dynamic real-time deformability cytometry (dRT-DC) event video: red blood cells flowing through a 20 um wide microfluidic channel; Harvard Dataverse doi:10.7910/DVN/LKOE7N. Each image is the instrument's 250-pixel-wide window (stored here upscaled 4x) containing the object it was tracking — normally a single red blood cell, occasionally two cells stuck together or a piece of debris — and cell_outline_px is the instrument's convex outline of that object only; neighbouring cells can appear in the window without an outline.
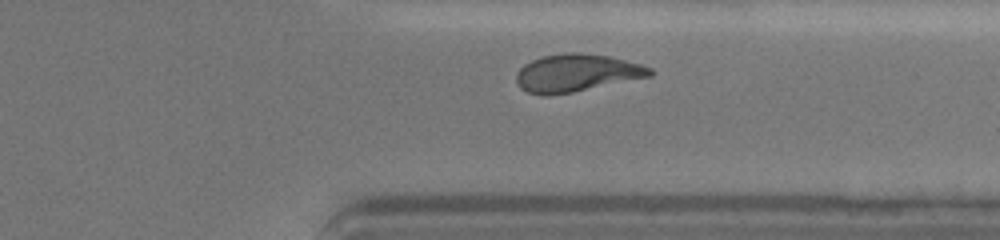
{"species": "human", "species_latin": "Homo sapiens", "temperature_condition": "cold", "stored_images_in_passage": 22, "camera_frame_rate_fps": 3000, "um_per_image_px": 0.085, "donor": {"sex": "female"}, "frame": {"image": 1, "passage_image": 19, "time_ms": 9.333, "image_size_px": [1000, 240], "cell_outline_px": [[652, 76], [572, 92], [548, 96], [544, 96], [528, 92], [520, 88], [516, 80], [516, 72], [524, 64], [540, 56], [564, 52], [580, 52], [608, 56], [640, 64], [652, 68]], "centroid_in_image_um": [48.97, 6.19], "position_along_channel_um": 362.4, "area_um2": 29.36}}
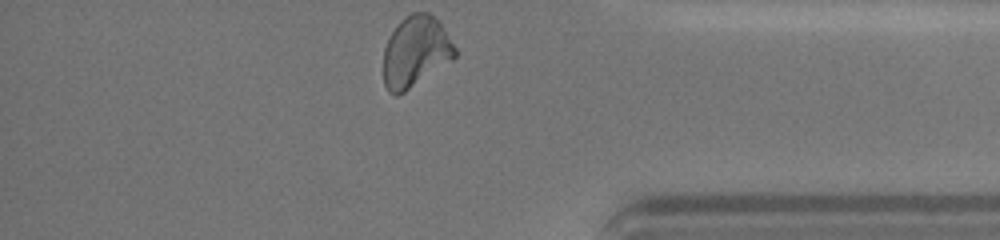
{"frame": {"image": 2, "passage_image": 22, "time_ms": 10.667, "image_size_px": [1000, 240], "cell_outline_px": [[456, 56], [452, 60], [404, 92], [396, 96], [388, 92], [384, 84], [384, 48], [388, 36], [396, 24], [404, 16], [412, 12], [428, 12], [440, 20], [456, 48]], "centroid_in_image_um": [35.32, 4.35], "position_along_channel_um": 399.9, "area_um2": 29.82}, "authors_computed_cell_mechanics": {"area_um2": 29.7381, "velocity_mm_per_s": 3.6047, "shape_relaxation_time_tau1_ms": 6.1535, "shape_relaxation_time_tau2_ms": 2.0288, "deformation_change_tau1": 0.2045, "deformation_change_tau2": 0.0709}}